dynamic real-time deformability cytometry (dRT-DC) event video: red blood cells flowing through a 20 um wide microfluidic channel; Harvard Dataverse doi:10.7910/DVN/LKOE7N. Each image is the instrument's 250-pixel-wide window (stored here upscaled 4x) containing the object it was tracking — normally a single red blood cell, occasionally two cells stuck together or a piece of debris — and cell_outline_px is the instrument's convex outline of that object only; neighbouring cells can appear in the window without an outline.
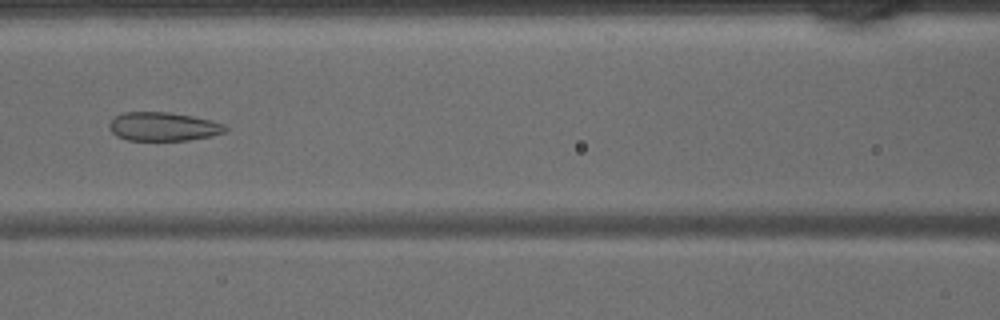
{"species": "common noctule bat (a hibernating species)", "species_latin": "Nyctalus noctula", "temperature_condition": "warm", "stored_images_in_passage": 45, "camera_frame_rate_fps": 3000, "um_per_image_px": 0.085, "animal": {"sex": "male", "body_mass_g": 15.6}, "frame": {"image": 1, "passage_image": 20, "time_ms": 6.333, "image_size_px": [1000, 320], "cell_outline_px": [[228, 128], [224, 132], [212, 136], [188, 140], [128, 140], [116, 136], [108, 128], [108, 124], [116, 116], [124, 112], [168, 112], [192, 116], [224, 124]], "centroid_in_image_um": [13.85, 10.76], "position_along_channel_um": 152.7, "area_um2": 19.31}}
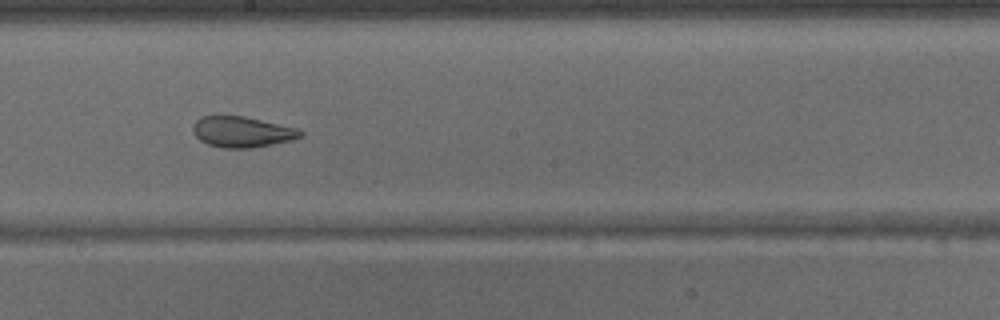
{"frame": {"image": 2, "passage_image": 25, "time_ms": 8.0, "image_size_px": [1000, 320], "cell_outline_px": [[304, 136], [292, 140], [252, 148], [224, 148], [208, 144], [200, 140], [192, 132], [192, 124], [200, 116], [216, 112], [244, 116], [296, 128], [304, 132]], "centroid_in_image_um": [20.5, 11.16], "position_along_channel_um": 227.7, "area_um2": 19.94}}
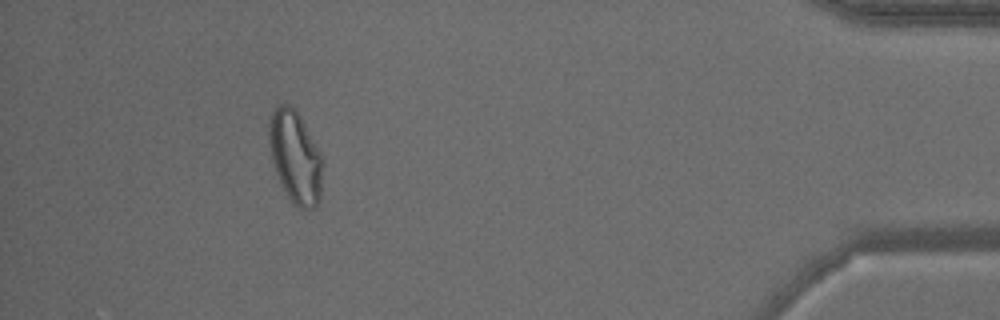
{"frame": {"image": 3, "passage_image": 41, "time_ms": 13.333, "image_size_px": [1000, 320], "cell_outline_px": [[324, 164], [320, 200], [316, 208], [300, 208], [292, 204], [276, 172], [272, 160], [268, 136], [268, 128], [272, 112], [280, 104], [288, 104], [300, 116], [320, 152], [324, 160]], "centroid_in_image_um": [25.13, 13.38], "position_along_channel_um": 410.1, "area_um2": 28.78}}